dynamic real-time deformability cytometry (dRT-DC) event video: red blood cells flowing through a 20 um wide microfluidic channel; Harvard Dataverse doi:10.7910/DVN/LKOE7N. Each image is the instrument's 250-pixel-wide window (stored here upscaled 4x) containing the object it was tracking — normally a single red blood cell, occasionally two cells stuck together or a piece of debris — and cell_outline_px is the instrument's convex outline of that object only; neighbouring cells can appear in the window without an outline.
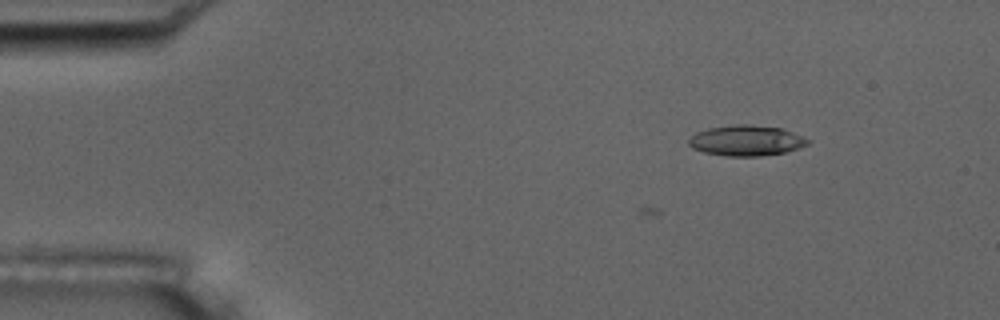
{"species": "common noctule bat (a hibernating species)", "species_latin": "Nyctalus noctula", "temperature_condition": "room temperature", "stored_images_in_passage": 4, "camera_frame_rate_fps": 3000, "um_per_image_px": 0.085, "animal": {"sex": "male", "body_mass_g": 17.5, "forearm_length_mm": 52.3}, "frame": {"image": 1, "passage_image": 1, "time_ms": 0.0, "image_size_px": [1000, 320], "cell_outline_px": [[808, 144], [784, 152], [760, 156], [728, 156], [704, 152], [692, 148], [688, 144], [688, 140], [696, 132], [708, 128], [736, 124], [748, 124], [780, 128], [792, 132], [808, 140]], "centroid_in_image_um": [63.37, 11.94], "position_along_channel_um": 21.6, "area_um2": 20.87}}